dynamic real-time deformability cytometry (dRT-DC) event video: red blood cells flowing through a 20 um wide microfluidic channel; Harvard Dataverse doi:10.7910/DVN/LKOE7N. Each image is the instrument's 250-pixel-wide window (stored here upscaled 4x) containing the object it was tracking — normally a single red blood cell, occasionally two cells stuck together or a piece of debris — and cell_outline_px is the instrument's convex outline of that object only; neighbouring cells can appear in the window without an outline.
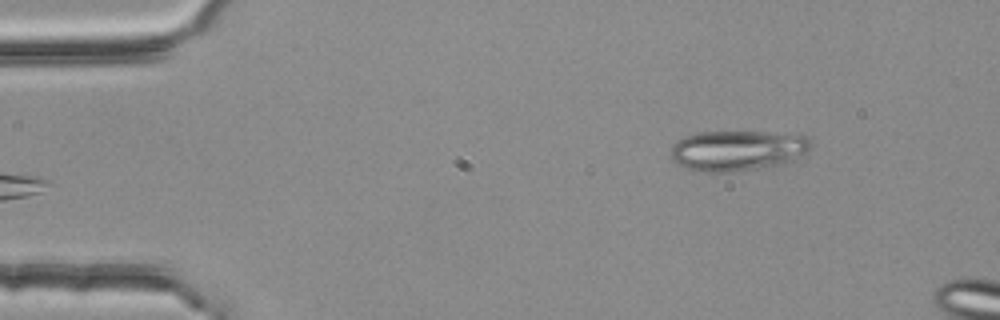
{"species": "common noctule bat (a hibernating species)", "species_latin": "Nyctalus noctula", "temperature_condition": "room temperature", "stored_images_in_passage": 3, "camera_frame_rate_fps": 3000, "um_per_image_px": 0.085, "animal": {"sex": "female", "body_mass_g": 25.1}, "frame": {"image": 1, "passage_image": 3, "time_ms": 0.667, "image_size_px": [1000, 320], "cell_outline_px": [[812, 144], [808, 152], [796, 160], [784, 164], [732, 172], [704, 172], [684, 168], [672, 160], [672, 144], [688, 136], [700, 132], [800, 132], [808, 136]], "centroid_in_image_um": [62.8, 12.78], "position_along_channel_um": 22.2, "area_um2": 33.58}}